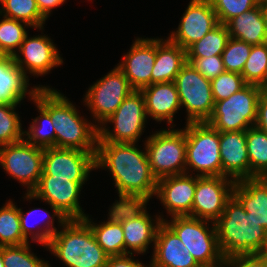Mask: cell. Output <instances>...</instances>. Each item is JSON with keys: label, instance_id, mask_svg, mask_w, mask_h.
<instances>
[{"label": "cell", "instance_id": "6da1fadb", "mask_svg": "<svg viewBox=\"0 0 267 267\" xmlns=\"http://www.w3.org/2000/svg\"><path fill=\"white\" fill-rule=\"evenodd\" d=\"M135 143L97 141L95 169L110 170L117 187V203H146L155 195L157 178L153 175L147 152Z\"/></svg>", "mask_w": 267, "mask_h": 267}, {"label": "cell", "instance_id": "7a4b0ae2", "mask_svg": "<svg viewBox=\"0 0 267 267\" xmlns=\"http://www.w3.org/2000/svg\"><path fill=\"white\" fill-rule=\"evenodd\" d=\"M31 100L49 115L55 127V147L96 152L98 125L87 123L75 105L57 90L36 89Z\"/></svg>", "mask_w": 267, "mask_h": 267}, {"label": "cell", "instance_id": "3957f363", "mask_svg": "<svg viewBox=\"0 0 267 267\" xmlns=\"http://www.w3.org/2000/svg\"><path fill=\"white\" fill-rule=\"evenodd\" d=\"M215 225L223 258L260 254L265 246L267 230L245 212L234 195L227 200Z\"/></svg>", "mask_w": 267, "mask_h": 267}, {"label": "cell", "instance_id": "277c9868", "mask_svg": "<svg viewBox=\"0 0 267 267\" xmlns=\"http://www.w3.org/2000/svg\"><path fill=\"white\" fill-rule=\"evenodd\" d=\"M46 246L67 267H106L108 255L83 219L66 220Z\"/></svg>", "mask_w": 267, "mask_h": 267}, {"label": "cell", "instance_id": "5b68a950", "mask_svg": "<svg viewBox=\"0 0 267 267\" xmlns=\"http://www.w3.org/2000/svg\"><path fill=\"white\" fill-rule=\"evenodd\" d=\"M262 89L246 84L228 99L216 101L206 123L219 132L246 131L255 126Z\"/></svg>", "mask_w": 267, "mask_h": 267}, {"label": "cell", "instance_id": "8992f818", "mask_svg": "<svg viewBox=\"0 0 267 267\" xmlns=\"http://www.w3.org/2000/svg\"><path fill=\"white\" fill-rule=\"evenodd\" d=\"M186 166L200 177L222 176L220 132L206 122H189L185 127Z\"/></svg>", "mask_w": 267, "mask_h": 267}, {"label": "cell", "instance_id": "52a82bcc", "mask_svg": "<svg viewBox=\"0 0 267 267\" xmlns=\"http://www.w3.org/2000/svg\"><path fill=\"white\" fill-rule=\"evenodd\" d=\"M153 175L158 179L187 172L185 130H160L145 142Z\"/></svg>", "mask_w": 267, "mask_h": 267}, {"label": "cell", "instance_id": "ba28073f", "mask_svg": "<svg viewBox=\"0 0 267 267\" xmlns=\"http://www.w3.org/2000/svg\"><path fill=\"white\" fill-rule=\"evenodd\" d=\"M179 237L199 265H210L223 259L218 246L215 223L208 228V220L190 216H173L164 221Z\"/></svg>", "mask_w": 267, "mask_h": 267}, {"label": "cell", "instance_id": "9c48e42d", "mask_svg": "<svg viewBox=\"0 0 267 267\" xmlns=\"http://www.w3.org/2000/svg\"><path fill=\"white\" fill-rule=\"evenodd\" d=\"M146 203H114L109 210L120 222L124 234L125 255L145 253L148 245L155 242L157 229L162 221L161 216H156L152 222L146 211ZM161 217V218H160ZM130 249V250H129Z\"/></svg>", "mask_w": 267, "mask_h": 267}, {"label": "cell", "instance_id": "30bf717a", "mask_svg": "<svg viewBox=\"0 0 267 267\" xmlns=\"http://www.w3.org/2000/svg\"><path fill=\"white\" fill-rule=\"evenodd\" d=\"M146 117L143 94L141 91L134 90L117 110L101 126H98V141L136 143L144 129ZM109 122L114 125L112 132L105 126Z\"/></svg>", "mask_w": 267, "mask_h": 267}, {"label": "cell", "instance_id": "8fae6325", "mask_svg": "<svg viewBox=\"0 0 267 267\" xmlns=\"http://www.w3.org/2000/svg\"><path fill=\"white\" fill-rule=\"evenodd\" d=\"M174 83L180 104L188 113L187 123L206 122L215 104L211 80L205 78L187 62L175 77Z\"/></svg>", "mask_w": 267, "mask_h": 267}, {"label": "cell", "instance_id": "7c38bea8", "mask_svg": "<svg viewBox=\"0 0 267 267\" xmlns=\"http://www.w3.org/2000/svg\"><path fill=\"white\" fill-rule=\"evenodd\" d=\"M44 149L22 141L0 147V165L17 179L27 192L31 193L38 185L43 173Z\"/></svg>", "mask_w": 267, "mask_h": 267}, {"label": "cell", "instance_id": "4fadbf2b", "mask_svg": "<svg viewBox=\"0 0 267 267\" xmlns=\"http://www.w3.org/2000/svg\"><path fill=\"white\" fill-rule=\"evenodd\" d=\"M133 91L124 73L116 66L90 86L84 101L94 120L96 119L101 126Z\"/></svg>", "mask_w": 267, "mask_h": 267}, {"label": "cell", "instance_id": "5bb4252c", "mask_svg": "<svg viewBox=\"0 0 267 267\" xmlns=\"http://www.w3.org/2000/svg\"><path fill=\"white\" fill-rule=\"evenodd\" d=\"M85 181L41 176L37 187L26 193L27 199H42L54 212H60L67 220L84 219L86 214L79 205V194Z\"/></svg>", "mask_w": 267, "mask_h": 267}, {"label": "cell", "instance_id": "9a60e30c", "mask_svg": "<svg viewBox=\"0 0 267 267\" xmlns=\"http://www.w3.org/2000/svg\"><path fill=\"white\" fill-rule=\"evenodd\" d=\"M195 176L192 217L215 223L223 213L227 200L233 195L235 181L226 176Z\"/></svg>", "mask_w": 267, "mask_h": 267}, {"label": "cell", "instance_id": "2e32d148", "mask_svg": "<svg viewBox=\"0 0 267 267\" xmlns=\"http://www.w3.org/2000/svg\"><path fill=\"white\" fill-rule=\"evenodd\" d=\"M96 152L76 149L49 147L44 148L43 173L41 176L87 181L91 170L95 169Z\"/></svg>", "mask_w": 267, "mask_h": 267}, {"label": "cell", "instance_id": "e0dca14e", "mask_svg": "<svg viewBox=\"0 0 267 267\" xmlns=\"http://www.w3.org/2000/svg\"><path fill=\"white\" fill-rule=\"evenodd\" d=\"M219 24L210 0H191L178 29L168 39L187 49Z\"/></svg>", "mask_w": 267, "mask_h": 267}, {"label": "cell", "instance_id": "ac0fdd59", "mask_svg": "<svg viewBox=\"0 0 267 267\" xmlns=\"http://www.w3.org/2000/svg\"><path fill=\"white\" fill-rule=\"evenodd\" d=\"M52 40L45 35H38L28 38L26 35L18 52L23 55L21 58L18 52L13 56L14 63L22 70L27 79V71L33 75L47 74L53 67L63 63L57 48Z\"/></svg>", "mask_w": 267, "mask_h": 267}, {"label": "cell", "instance_id": "d6986e66", "mask_svg": "<svg viewBox=\"0 0 267 267\" xmlns=\"http://www.w3.org/2000/svg\"><path fill=\"white\" fill-rule=\"evenodd\" d=\"M165 176L157 180L156 193L171 217H192V206L196 189V177L187 175Z\"/></svg>", "mask_w": 267, "mask_h": 267}, {"label": "cell", "instance_id": "ffe728a7", "mask_svg": "<svg viewBox=\"0 0 267 267\" xmlns=\"http://www.w3.org/2000/svg\"><path fill=\"white\" fill-rule=\"evenodd\" d=\"M156 58V39H135L130 51L123 56L118 68L124 73L131 87L140 91L151 85V74Z\"/></svg>", "mask_w": 267, "mask_h": 267}, {"label": "cell", "instance_id": "44dd1931", "mask_svg": "<svg viewBox=\"0 0 267 267\" xmlns=\"http://www.w3.org/2000/svg\"><path fill=\"white\" fill-rule=\"evenodd\" d=\"M151 267H199L178 235L162 221L157 229Z\"/></svg>", "mask_w": 267, "mask_h": 267}, {"label": "cell", "instance_id": "7402d4cb", "mask_svg": "<svg viewBox=\"0 0 267 267\" xmlns=\"http://www.w3.org/2000/svg\"><path fill=\"white\" fill-rule=\"evenodd\" d=\"M222 176L234 181L249 178L246 131L220 132Z\"/></svg>", "mask_w": 267, "mask_h": 267}, {"label": "cell", "instance_id": "603a6c76", "mask_svg": "<svg viewBox=\"0 0 267 267\" xmlns=\"http://www.w3.org/2000/svg\"><path fill=\"white\" fill-rule=\"evenodd\" d=\"M145 99L146 115L157 122L167 120L170 125L173 116L181 108L174 81L153 83L140 90Z\"/></svg>", "mask_w": 267, "mask_h": 267}, {"label": "cell", "instance_id": "cb8c5ba5", "mask_svg": "<svg viewBox=\"0 0 267 267\" xmlns=\"http://www.w3.org/2000/svg\"><path fill=\"white\" fill-rule=\"evenodd\" d=\"M233 195L245 212L267 230V177H252L235 181Z\"/></svg>", "mask_w": 267, "mask_h": 267}, {"label": "cell", "instance_id": "d4e9b609", "mask_svg": "<svg viewBox=\"0 0 267 267\" xmlns=\"http://www.w3.org/2000/svg\"><path fill=\"white\" fill-rule=\"evenodd\" d=\"M186 63L185 49L169 39H156V58L151 74V84L174 81Z\"/></svg>", "mask_w": 267, "mask_h": 267}, {"label": "cell", "instance_id": "484cf974", "mask_svg": "<svg viewBox=\"0 0 267 267\" xmlns=\"http://www.w3.org/2000/svg\"><path fill=\"white\" fill-rule=\"evenodd\" d=\"M29 80L25 77L22 70L14 63L13 56H4L0 59V102L1 103H20L26 94L31 99L36 89H49L46 86L33 87L29 93Z\"/></svg>", "mask_w": 267, "mask_h": 267}, {"label": "cell", "instance_id": "4316f807", "mask_svg": "<svg viewBox=\"0 0 267 267\" xmlns=\"http://www.w3.org/2000/svg\"><path fill=\"white\" fill-rule=\"evenodd\" d=\"M226 26L230 38L242 40L252 46L267 42L266 23L260 4L232 18Z\"/></svg>", "mask_w": 267, "mask_h": 267}, {"label": "cell", "instance_id": "83f0119b", "mask_svg": "<svg viewBox=\"0 0 267 267\" xmlns=\"http://www.w3.org/2000/svg\"><path fill=\"white\" fill-rule=\"evenodd\" d=\"M83 220L90 226L96 241L109 257L125 255L122 225L111 212L108 221L102 222L103 224L92 223L88 216Z\"/></svg>", "mask_w": 267, "mask_h": 267}, {"label": "cell", "instance_id": "f1b7e54d", "mask_svg": "<svg viewBox=\"0 0 267 267\" xmlns=\"http://www.w3.org/2000/svg\"><path fill=\"white\" fill-rule=\"evenodd\" d=\"M249 178L267 177V134L255 126L246 130Z\"/></svg>", "mask_w": 267, "mask_h": 267}, {"label": "cell", "instance_id": "f546056e", "mask_svg": "<svg viewBox=\"0 0 267 267\" xmlns=\"http://www.w3.org/2000/svg\"><path fill=\"white\" fill-rule=\"evenodd\" d=\"M229 38L227 26L219 23L202 39L190 45L186 49V56L187 58H204L222 55Z\"/></svg>", "mask_w": 267, "mask_h": 267}, {"label": "cell", "instance_id": "4dcf8cb0", "mask_svg": "<svg viewBox=\"0 0 267 267\" xmlns=\"http://www.w3.org/2000/svg\"><path fill=\"white\" fill-rule=\"evenodd\" d=\"M0 3L2 5L0 14L4 13L3 17L43 29V24L47 19L40 13L36 0H0Z\"/></svg>", "mask_w": 267, "mask_h": 267}, {"label": "cell", "instance_id": "1f68e13d", "mask_svg": "<svg viewBox=\"0 0 267 267\" xmlns=\"http://www.w3.org/2000/svg\"><path fill=\"white\" fill-rule=\"evenodd\" d=\"M29 243L22 234L19 209L8 201L0 208V246Z\"/></svg>", "mask_w": 267, "mask_h": 267}, {"label": "cell", "instance_id": "d6a6232c", "mask_svg": "<svg viewBox=\"0 0 267 267\" xmlns=\"http://www.w3.org/2000/svg\"><path fill=\"white\" fill-rule=\"evenodd\" d=\"M241 75L246 84L265 88L267 84V42L251 47Z\"/></svg>", "mask_w": 267, "mask_h": 267}, {"label": "cell", "instance_id": "836d02e7", "mask_svg": "<svg viewBox=\"0 0 267 267\" xmlns=\"http://www.w3.org/2000/svg\"><path fill=\"white\" fill-rule=\"evenodd\" d=\"M33 102L37 105L40 116L34 118L28 131H24L27 136L25 141L43 149L55 147V127L52 124L50 115L37 102L34 100ZM46 124L49 127L48 129Z\"/></svg>", "mask_w": 267, "mask_h": 267}, {"label": "cell", "instance_id": "e575fe53", "mask_svg": "<svg viewBox=\"0 0 267 267\" xmlns=\"http://www.w3.org/2000/svg\"><path fill=\"white\" fill-rule=\"evenodd\" d=\"M18 104L0 102V147L25 138L19 116L14 111Z\"/></svg>", "mask_w": 267, "mask_h": 267}, {"label": "cell", "instance_id": "d590c367", "mask_svg": "<svg viewBox=\"0 0 267 267\" xmlns=\"http://www.w3.org/2000/svg\"><path fill=\"white\" fill-rule=\"evenodd\" d=\"M23 23V24H22ZM28 24L4 17L0 21V51L4 56H14L24 41Z\"/></svg>", "mask_w": 267, "mask_h": 267}, {"label": "cell", "instance_id": "8d00e7d4", "mask_svg": "<svg viewBox=\"0 0 267 267\" xmlns=\"http://www.w3.org/2000/svg\"><path fill=\"white\" fill-rule=\"evenodd\" d=\"M40 208L37 209H33L30 210L28 213H26V215H24V213L22 212L21 208H19V214H20V225H21V231L23 234V237L28 241V235H31V239L32 241H36L40 244H42L43 246H47L50 242V239L52 238V236L58 231L56 227L53 226V220L54 217L56 216L58 218V222L63 225L66 222V218L60 213V212H54V214L52 215L53 217H50V214L48 211L44 210L46 212V215L48 217V221H46V223H44L46 226V228H39L37 231H33L32 229V225L28 226V216L31 217V215H33L34 213H37V211H39ZM40 213V212H38ZM41 215V214H40ZM45 216V215H44ZM44 220V219H43Z\"/></svg>", "mask_w": 267, "mask_h": 267}, {"label": "cell", "instance_id": "74e56055", "mask_svg": "<svg viewBox=\"0 0 267 267\" xmlns=\"http://www.w3.org/2000/svg\"><path fill=\"white\" fill-rule=\"evenodd\" d=\"M30 244L3 246L4 267H50L48 261L31 253Z\"/></svg>", "mask_w": 267, "mask_h": 267}, {"label": "cell", "instance_id": "f35d334b", "mask_svg": "<svg viewBox=\"0 0 267 267\" xmlns=\"http://www.w3.org/2000/svg\"><path fill=\"white\" fill-rule=\"evenodd\" d=\"M251 47L252 45L242 40L229 38L221 55L225 70L241 74L250 55Z\"/></svg>", "mask_w": 267, "mask_h": 267}, {"label": "cell", "instance_id": "ab89813d", "mask_svg": "<svg viewBox=\"0 0 267 267\" xmlns=\"http://www.w3.org/2000/svg\"><path fill=\"white\" fill-rule=\"evenodd\" d=\"M246 85L241 74L224 71L211 80L212 95L214 101L228 99Z\"/></svg>", "mask_w": 267, "mask_h": 267}, {"label": "cell", "instance_id": "60d3db41", "mask_svg": "<svg viewBox=\"0 0 267 267\" xmlns=\"http://www.w3.org/2000/svg\"><path fill=\"white\" fill-rule=\"evenodd\" d=\"M217 20L227 24L232 18L258 6L260 0H210Z\"/></svg>", "mask_w": 267, "mask_h": 267}, {"label": "cell", "instance_id": "b9f144b4", "mask_svg": "<svg viewBox=\"0 0 267 267\" xmlns=\"http://www.w3.org/2000/svg\"><path fill=\"white\" fill-rule=\"evenodd\" d=\"M187 62L208 80L215 79L218 75L226 71L221 55L204 58H187Z\"/></svg>", "mask_w": 267, "mask_h": 267}, {"label": "cell", "instance_id": "7bdbcfd3", "mask_svg": "<svg viewBox=\"0 0 267 267\" xmlns=\"http://www.w3.org/2000/svg\"><path fill=\"white\" fill-rule=\"evenodd\" d=\"M225 260L227 267H267V258L261 254L236 255Z\"/></svg>", "mask_w": 267, "mask_h": 267}, {"label": "cell", "instance_id": "ee69618b", "mask_svg": "<svg viewBox=\"0 0 267 267\" xmlns=\"http://www.w3.org/2000/svg\"><path fill=\"white\" fill-rule=\"evenodd\" d=\"M255 127L267 134V90L262 89L258 102L257 120Z\"/></svg>", "mask_w": 267, "mask_h": 267}, {"label": "cell", "instance_id": "f6af8a7d", "mask_svg": "<svg viewBox=\"0 0 267 267\" xmlns=\"http://www.w3.org/2000/svg\"><path fill=\"white\" fill-rule=\"evenodd\" d=\"M132 255L128 254L122 255V256H110L108 257L106 267H145V265L138 260H134V257L132 259ZM151 267V266H146Z\"/></svg>", "mask_w": 267, "mask_h": 267}, {"label": "cell", "instance_id": "bcb514c9", "mask_svg": "<svg viewBox=\"0 0 267 267\" xmlns=\"http://www.w3.org/2000/svg\"><path fill=\"white\" fill-rule=\"evenodd\" d=\"M65 0H36L40 13L47 19L51 10L62 5Z\"/></svg>", "mask_w": 267, "mask_h": 267}, {"label": "cell", "instance_id": "7dc6e473", "mask_svg": "<svg viewBox=\"0 0 267 267\" xmlns=\"http://www.w3.org/2000/svg\"><path fill=\"white\" fill-rule=\"evenodd\" d=\"M260 6L266 23V30H267V0L260 1Z\"/></svg>", "mask_w": 267, "mask_h": 267}, {"label": "cell", "instance_id": "c3c4849f", "mask_svg": "<svg viewBox=\"0 0 267 267\" xmlns=\"http://www.w3.org/2000/svg\"><path fill=\"white\" fill-rule=\"evenodd\" d=\"M226 266H227L226 265V260H225V258H223L222 260H220L217 263L210 264V265H200L199 267H226Z\"/></svg>", "mask_w": 267, "mask_h": 267}, {"label": "cell", "instance_id": "681fc988", "mask_svg": "<svg viewBox=\"0 0 267 267\" xmlns=\"http://www.w3.org/2000/svg\"><path fill=\"white\" fill-rule=\"evenodd\" d=\"M0 267H4V265H3V246H0Z\"/></svg>", "mask_w": 267, "mask_h": 267}, {"label": "cell", "instance_id": "f907efd6", "mask_svg": "<svg viewBox=\"0 0 267 267\" xmlns=\"http://www.w3.org/2000/svg\"><path fill=\"white\" fill-rule=\"evenodd\" d=\"M261 255L265 256L267 258V238H266V242H265V246L264 248L262 249Z\"/></svg>", "mask_w": 267, "mask_h": 267}, {"label": "cell", "instance_id": "816d5d0a", "mask_svg": "<svg viewBox=\"0 0 267 267\" xmlns=\"http://www.w3.org/2000/svg\"><path fill=\"white\" fill-rule=\"evenodd\" d=\"M4 57V54L0 51V59Z\"/></svg>", "mask_w": 267, "mask_h": 267}]
</instances>
